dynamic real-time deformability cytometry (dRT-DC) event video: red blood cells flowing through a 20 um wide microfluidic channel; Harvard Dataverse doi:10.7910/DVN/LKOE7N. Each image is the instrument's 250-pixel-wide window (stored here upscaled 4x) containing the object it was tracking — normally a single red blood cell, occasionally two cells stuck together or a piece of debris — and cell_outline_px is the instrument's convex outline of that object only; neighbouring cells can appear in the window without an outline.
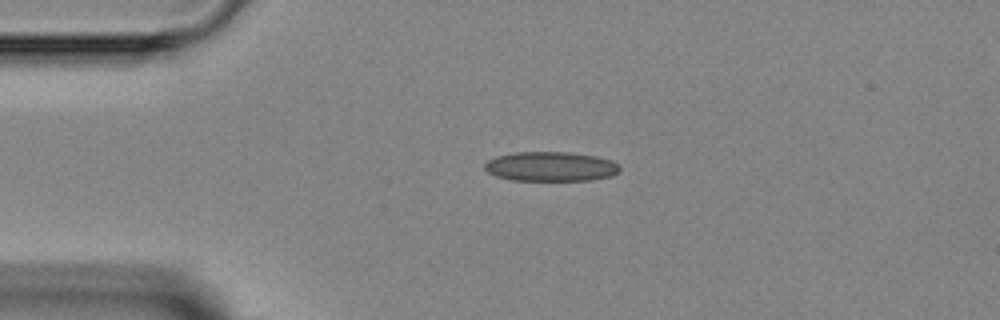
{"species": "Egyptian fruit bat (a non-hibernating species)", "species_latin": "Rousettus aegyptiacus", "temperature_condition": "room temperature", "stored_images_in_passage": 1, "camera_frame_rate_fps": 3000, "um_per_image_px": 0.085, "animal": {"sex": "female"}, "frame": {"image": 1, "passage_image": 1, "time_ms": 0.0, "image_size_px": [1000, 320], "cell_outline_px": [[620, 168], [612, 176], [592, 180], [512, 180], [496, 176], [488, 172], [484, 168], [484, 164], [488, 160], [496, 156], [516, 152], [568, 152], [596, 156], [612, 160]], "centroid_in_image_um": [46.79, 14.15], "position_along_channel_um": 38.2, "area_um2": 23.18}}